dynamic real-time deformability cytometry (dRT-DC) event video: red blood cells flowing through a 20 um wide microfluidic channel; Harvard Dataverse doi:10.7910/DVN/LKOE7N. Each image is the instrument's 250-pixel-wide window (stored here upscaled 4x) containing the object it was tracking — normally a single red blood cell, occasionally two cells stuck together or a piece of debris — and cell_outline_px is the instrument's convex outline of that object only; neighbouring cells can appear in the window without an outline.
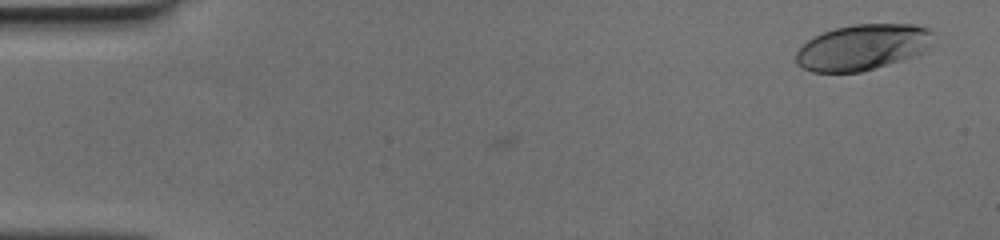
{"species": "human", "species_latin": "Homo sapiens", "temperature_condition": "cold", "stored_images_in_passage": 53, "camera_frame_rate_fps": 3000, "um_per_image_px": 0.085, "donor": {"sex": "female"}, "frame": {"image": 1, "passage_image": 3, "time_ms": 0.667, "image_size_px": [1000, 240], "cell_outline_px": [[932, 32], [928, 48], [924, 52], [916, 56], [904, 60], [860, 72], [812, 72], [796, 64], [796, 52], [808, 40], [824, 32], [836, 28], [852, 24], [912, 24], [928, 28]], "centroid_in_image_um": [73.33, 4.02], "position_along_channel_um": 11.7, "area_um2": 36.53}}
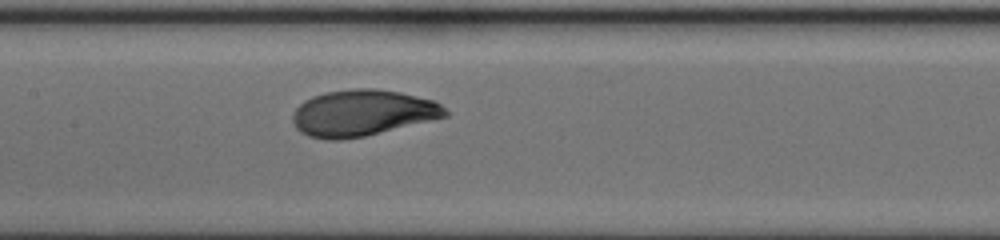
{"frame": {"image": 2, "passage_image": 27, "time_ms": 8.667, "image_size_px": [1000, 240], "cell_outline_px": [[448, 116], [432, 120], [364, 136], [340, 140], [324, 140], [308, 136], [300, 132], [296, 128], [292, 120], [292, 116], [296, 108], [304, 100], [312, 96], [324, 92], [356, 88], [376, 88], [400, 92], [432, 100], [440, 104], [448, 112]], "centroid_in_image_um": [30.77, 9.6], "position_along_channel_um": 176.6, "area_um2": 41.15}}
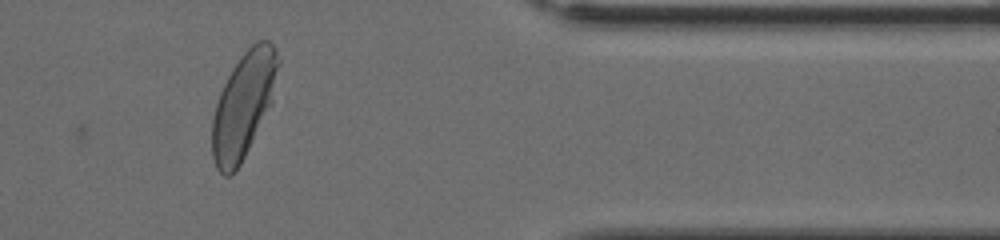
{"frame": {"image": 3, "passage_image": 45, "time_ms": 14.667, "image_size_px": [1000, 240], "cell_outline_px": [[280, 64], [272, 104], [240, 164], [228, 176], [224, 176], [216, 168], [212, 156], [212, 120], [216, 104], [220, 92], [232, 68], [240, 56], [256, 40], [268, 40], [276, 48], [280, 60]], "centroid_in_image_um": [20.72, 8.88], "position_along_channel_um": 390.7, "area_um2": 40.58}}